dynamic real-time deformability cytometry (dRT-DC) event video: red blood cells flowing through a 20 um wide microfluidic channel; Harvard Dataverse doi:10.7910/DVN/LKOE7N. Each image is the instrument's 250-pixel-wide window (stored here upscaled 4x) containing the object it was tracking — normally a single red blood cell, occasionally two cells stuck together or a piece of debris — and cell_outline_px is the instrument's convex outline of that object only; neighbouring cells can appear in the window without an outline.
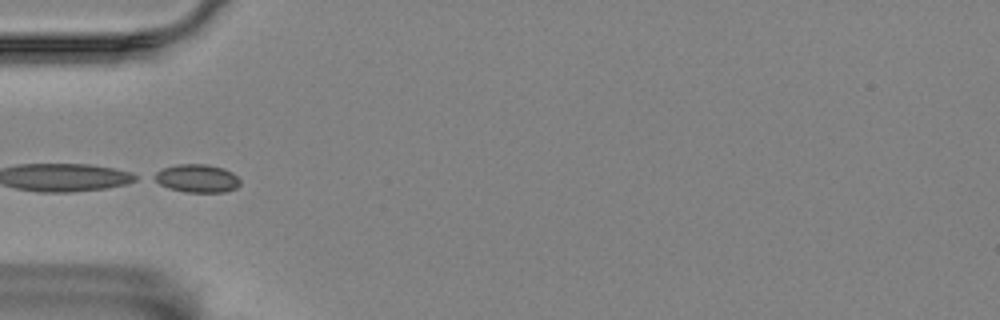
{"species": "Egyptian fruit bat (a non-hibernating species)", "species_latin": "Rousettus aegyptiacus", "temperature_condition": "room temperature", "stored_images_in_passage": 9, "camera_frame_rate_fps": 3000, "um_per_image_px": 0.085, "animal": {"sex": "female"}, "frame": {"image": 1, "passage_image": 3, "time_ms": 3.333, "image_size_px": [1000, 320], "cell_outline_px": [[240, 184], [236, 188], [224, 192], [184, 192], [168, 188], [152, 180], [148, 176], [164, 168], [180, 164], [204, 164], [224, 168], [232, 172], [240, 180]], "centroid_in_image_um": [16.7, 15.17], "position_along_channel_um": 68.3, "area_um2": 14.22}}